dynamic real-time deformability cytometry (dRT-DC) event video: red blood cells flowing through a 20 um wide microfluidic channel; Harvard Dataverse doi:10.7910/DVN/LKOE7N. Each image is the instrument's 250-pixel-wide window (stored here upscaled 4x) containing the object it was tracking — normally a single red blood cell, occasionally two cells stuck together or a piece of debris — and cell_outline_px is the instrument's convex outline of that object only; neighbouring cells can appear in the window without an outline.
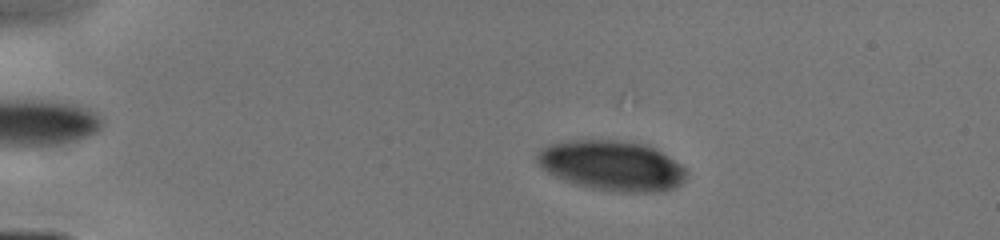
{"species": "human", "species_latin": "Homo sapiens", "temperature_condition": "cold", "stored_images_in_passage": 14, "camera_frame_rate_fps": 3000, "um_per_image_px": 0.085, "donor": {"sex": "male"}, "frame": {"image": 1, "passage_image": 7, "time_ms": 2.667, "image_size_px": [1000, 240], "cell_outline_px": [[688, 176], [676, 188], [664, 192], [620, 192], [592, 188], [556, 176], [540, 168], [536, 160], [536, 156], [548, 144], [568, 140], [632, 140], [648, 144], [656, 148], [680, 164], [688, 172]], "centroid_in_image_um": [52.08, 14.06], "position_along_channel_um": 32.9, "area_um2": 43.81}}